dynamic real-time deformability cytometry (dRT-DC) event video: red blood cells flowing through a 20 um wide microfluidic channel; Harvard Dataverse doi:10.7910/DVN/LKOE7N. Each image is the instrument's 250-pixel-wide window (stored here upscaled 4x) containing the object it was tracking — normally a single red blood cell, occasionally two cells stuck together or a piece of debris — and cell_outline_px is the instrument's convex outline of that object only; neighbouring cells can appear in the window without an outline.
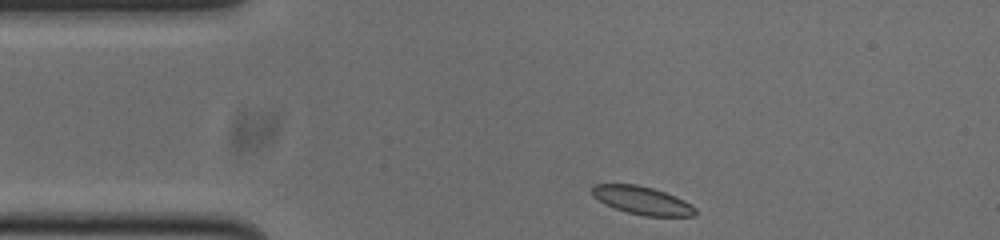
{"species": "common noctule bat (a hibernating species)", "species_latin": "Nyctalus noctula", "temperature_condition": "cold", "stored_images_in_passage": 45, "camera_frame_rate_fps": 3000, "um_per_image_px": 0.085, "animal": {"sex": "male", "body_mass_g": 20.0, "forearm_length_mm": 53.3}, "frame": {"image": 1, "passage_image": 1, "time_ms": 0.0, "image_size_px": [1000, 240], "cell_outline_px": [[696, 212], [692, 216], [644, 216], [628, 212], [604, 204], [592, 196], [592, 184], [636, 184], [652, 188], [676, 196], [684, 200], [696, 208]], "centroid_in_image_um": [54.56, 17.03], "position_along_channel_um": 30.4, "area_um2": 16.82}}
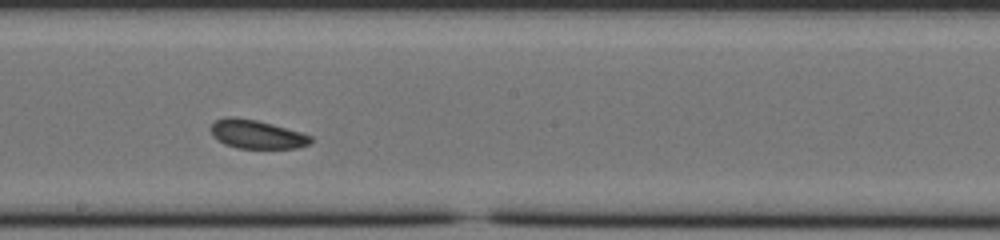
{"frame": {"image": 2, "passage_image": 20, "time_ms": 6.333, "image_size_px": [1000, 240], "cell_outline_px": [[312, 140], [308, 144], [296, 148], [236, 148], [224, 144], [212, 136], [208, 128], [216, 120], [224, 116], [232, 116], [256, 120], [272, 124], [300, 132], [312, 136]], "centroid_in_image_um": [21.75, 11.41], "position_along_channel_um": 226.4, "area_um2": 16.76}}
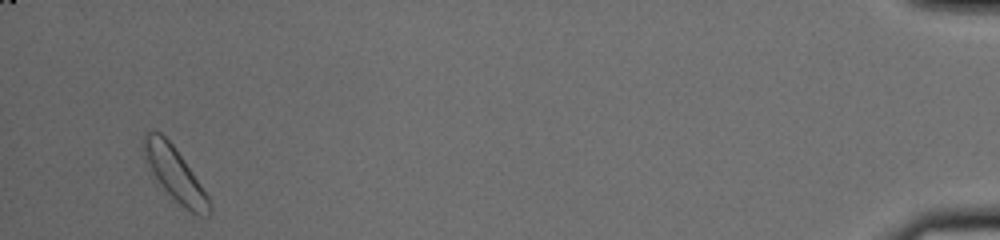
{"frame": {"image": 3, "passage_image": 43, "time_ms": 14.0, "image_size_px": [1000, 240], "cell_outline_px": [[212, 212], [208, 216], [200, 216], [184, 208], [148, 172], [144, 156], [144, 136], [148, 132], [160, 132], [172, 144], [184, 160], [208, 196], [212, 208]], "centroid_in_image_um": [14.86, 14.82], "position_along_channel_um": 420.3, "area_um2": 20.17}, "authors_computed_cell_mechanics": {"area_um2": 17.3978, "velocity_mm_per_s": 3.7045, "shape_relaxation_time_tau1_ms": 0.7711, "shape_relaxation_time_tau2_ms": 2.1943, "deformation_change_tau1": 0.0612, "deformation_change_tau2": 0.0787}}